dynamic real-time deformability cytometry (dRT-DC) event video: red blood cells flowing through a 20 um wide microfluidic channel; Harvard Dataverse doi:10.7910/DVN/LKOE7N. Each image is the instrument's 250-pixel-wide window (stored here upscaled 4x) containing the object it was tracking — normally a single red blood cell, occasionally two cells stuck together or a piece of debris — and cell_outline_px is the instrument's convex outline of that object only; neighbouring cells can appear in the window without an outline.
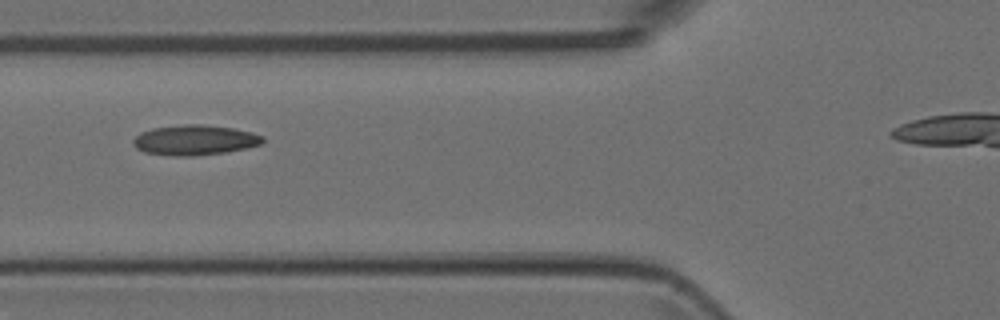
{"species": "Egyptian fruit bat (a non-hibernating species)", "species_latin": "Rousettus aegyptiacus", "temperature_condition": "room temperature", "stored_images_in_passage": 7, "camera_frame_rate_fps": 3000, "um_per_image_px": 0.085, "animal": {"sex": "female"}, "frame": {"image": 1, "passage_image": 3, "time_ms": 0.667, "image_size_px": [1000, 320], "cell_outline_px": [[264, 140], [260, 144], [248, 148], [224, 152], [192, 156], [172, 156], [144, 152], [136, 148], [132, 144], [132, 140], [140, 132], [152, 128], [184, 124], [204, 124], [232, 128], [252, 132], [264, 136]], "centroid_in_image_um": [16.53, 11.9], "position_along_channel_um": 109.3, "area_um2": 22.89}}
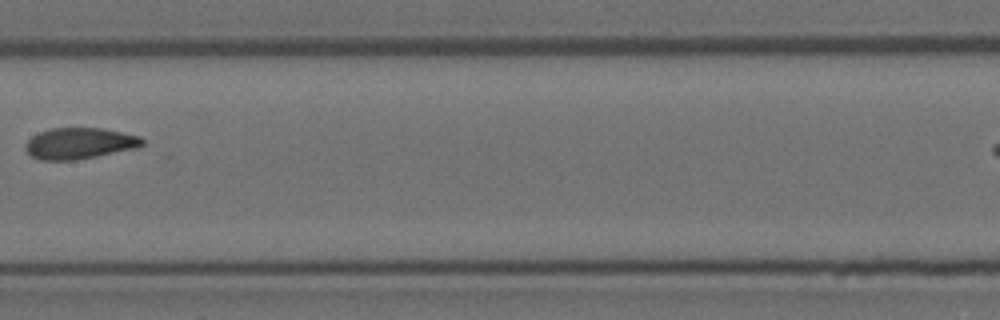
{"frame": {"image": 2, "passage_image": 5, "time_ms": 1.333, "image_size_px": [1000, 320], "cell_outline_px": [[144, 144], [136, 148], [76, 160], [40, 160], [32, 156], [24, 148], [24, 144], [32, 136], [40, 132], [52, 128], [100, 128], [140, 136], [144, 140]], "centroid_in_image_um": [6.74, 12.19], "position_along_channel_um": 200.7, "area_um2": 21.1}}
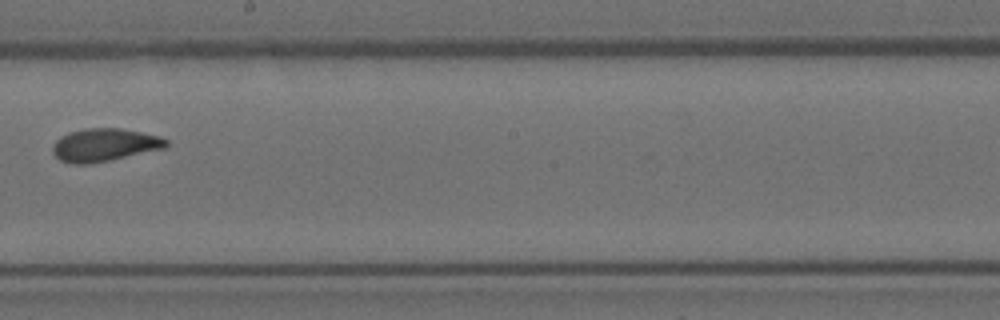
{"frame": {"image": 3, "passage_image": 6, "time_ms": 1.667, "image_size_px": [1000, 320], "cell_outline_px": [[168, 144], [164, 148], [108, 160], [88, 164], [72, 164], [60, 160], [52, 152], [52, 144], [60, 136], [68, 132], [84, 128], [120, 128], [160, 136], [168, 140]], "centroid_in_image_um": [8.83, 12.31], "position_along_channel_um": 239.4, "area_um2": 21.68}}